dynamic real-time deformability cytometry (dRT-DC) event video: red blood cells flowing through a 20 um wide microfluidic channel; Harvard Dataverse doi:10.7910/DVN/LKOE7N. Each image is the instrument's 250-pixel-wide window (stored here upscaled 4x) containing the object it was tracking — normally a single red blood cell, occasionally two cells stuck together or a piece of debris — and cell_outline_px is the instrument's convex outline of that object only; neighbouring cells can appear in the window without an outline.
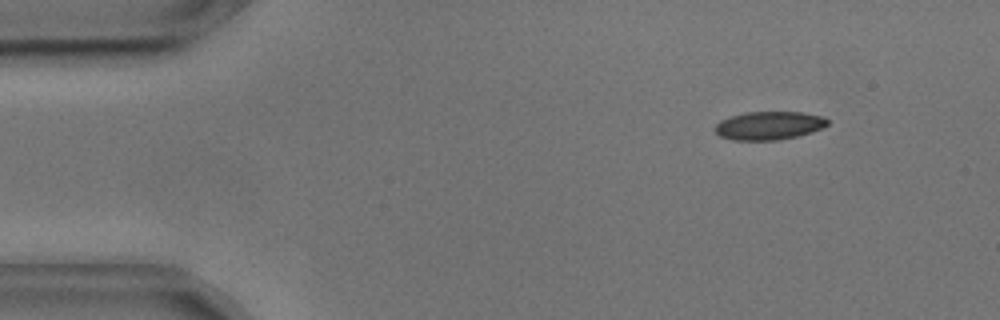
{"species": "common noctule bat (a hibernating species)", "species_latin": "Nyctalus noctula", "temperature_condition": "cold", "stored_images_in_passage": 54, "camera_frame_rate_fps": 3000, "um_per_image_px": 0.085, "animal": {"sex": "male", "body_mass_g": 17.9, "forearm_length_mm": 54.2}, "frame": {"image": 1, "passage_image": 6, "time_ms": 1.667, "image_size_px": [1000, 320], "cell_outline_px": [[828, 124], [820, 128], [796, 136], [776, 140], [732, 140], [720, 136], [716, 132], [716, 124], [720, 120], [732, 116], [748, 112], [804, 112], [824, 116], [828, 120]], "centroid_in_image_um": [65.36, 10.66], "position_along_channel_um": 19.6, "area_um2": 18.32}}
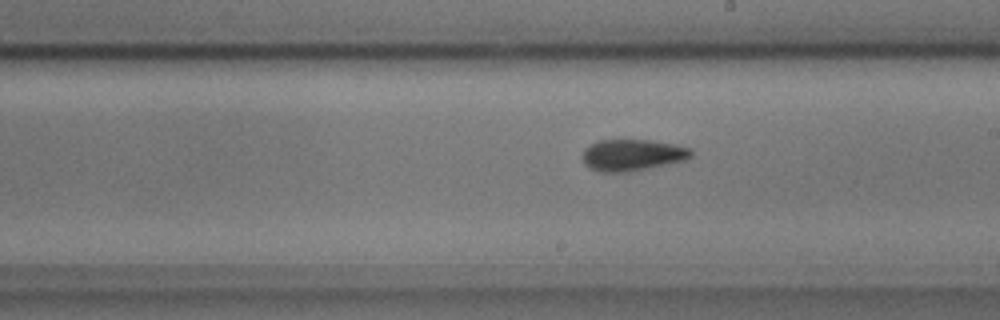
{"frame": {"image": 2, "passage_image": 30, "time_ms": 9.667, "image_size_px": [1000, 320], "cell_outline_px": [[692, 156], [684, 160], [648, 168], [628, 172], [600, 172], [588, 168], [584, 164], [580, 156], [584, 148], [588, 144], [596, 140], [648, 140], [676, 144], [692, 148]], "centroid_in_image_um": [53.68, 13.17], "position_along_channel_um": 235.3, "area_um2": 20.29}}
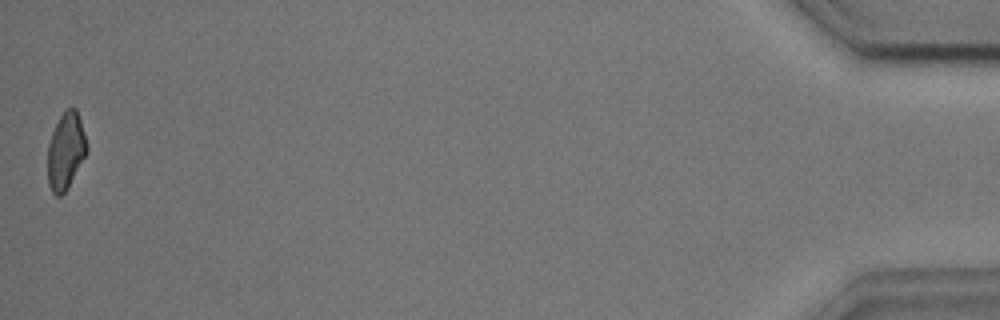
{"frame": {"image": 3, "passage_image": 54, "time_ms": 17.667, "image_size_px": [1000, 320], "cell_outline_px": [[88, 152], [68, 188], [60, 196], [56, 196], [52, 192], [48, 184], [48, 144], [52, 132], [60, 116], [68, 108], [76, 108], [84, 132], [88, 148]], "centroid_in_image_um": [5.6, 12.86], "position_along_channel_um": 429.6, "area_um2": 17.51}, "authors_computed_cell_mechanics": {"area_um2": 19.074, "velocity_mm_per_s": 3.6451, "shape_relaxation_time_tau1_ms": 3.9733, "shape_relaxation_time_tau2_ms": 2.4366, "deformation_change_tau1": 0.1327, "deformation_change_tau2": 0.0951}}